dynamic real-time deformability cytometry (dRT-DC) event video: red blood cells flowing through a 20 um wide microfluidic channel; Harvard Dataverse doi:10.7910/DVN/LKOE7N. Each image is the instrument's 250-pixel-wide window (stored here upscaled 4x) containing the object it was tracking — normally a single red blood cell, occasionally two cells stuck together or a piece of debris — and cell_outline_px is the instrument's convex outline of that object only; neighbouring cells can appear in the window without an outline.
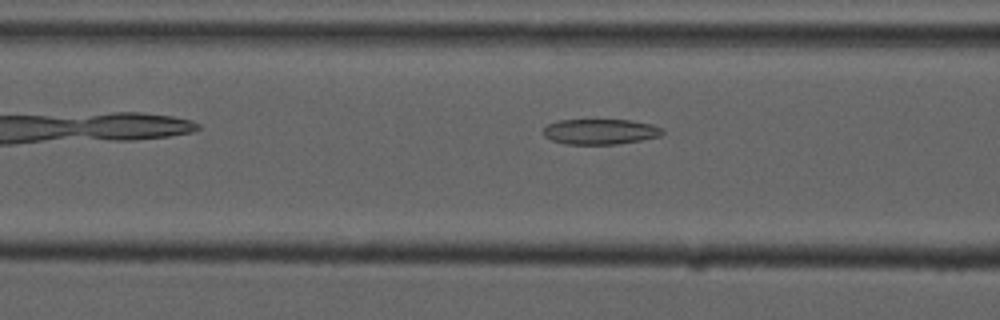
{"species": "common noctule bat (a hibernating species)", "species_latin": "Nyctalus noctula", "temperature_condition": "cold", "stored_images_in_passage": 7, "camera_frame_rate_fps": 3000, "um_per_image_px": 0.085, "animal": {"sex": "male", "forearm_length_mm": 52.5}, "frame": {"image": 1, "passage_image": 5, "time_ms": 1.333, "image_size_px": [1000, 320], "cell_outline_px": [[664, 132], [660, 136], [640, 140], [616, 144], [564, 144], [552, 140], [544, 136], [544, 128], [548, 124], [560, 120], [632, 120], [652, 124], [664, 128]], "centroid_in_image_um": [51.05, 11.19], "position_along_channel_um": 115.6, "area_um2": 17.63}}